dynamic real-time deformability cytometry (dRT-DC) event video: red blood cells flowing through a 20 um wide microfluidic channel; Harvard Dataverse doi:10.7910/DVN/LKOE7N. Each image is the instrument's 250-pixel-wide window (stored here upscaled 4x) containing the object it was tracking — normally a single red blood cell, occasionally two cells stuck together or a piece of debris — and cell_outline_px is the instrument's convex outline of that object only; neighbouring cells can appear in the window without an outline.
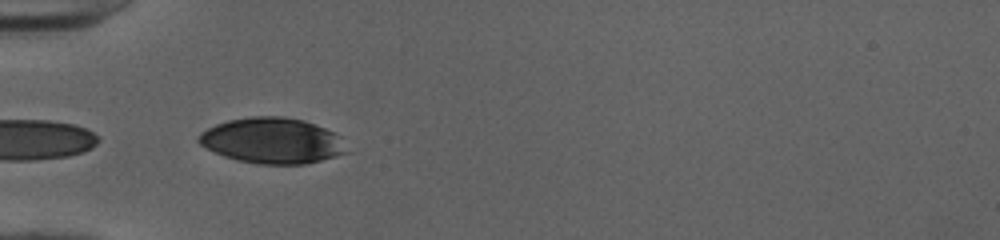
{"species": "human", "species_latin": "Homo sapiens", "temperature_condition": "cold", "stored_images_in_passage": 23, "camera_frame_rate_fps": 3000, "um_per_image_px": 0.085, "donor": {"sex": "female"}, "frame": {"image": 1, "passage_image": 1, "time_ms": 0.0, "image_size_px": [1000, 240], "cell_outline_px": [[348, 152], [336, 156], [304, 164], [260, 164], [236, 160], [224, 156], [200, 144], [196, 140], [196, 136], [200, 132], [216, 124], [228, 120], [252, 116], [284, 116], [304, 120], [324, 128], [332, 132]], "centroid_in_image_um": [23.07, 11.95], "position_along_channel_um": 61.9, "area_um2": 38.96}}